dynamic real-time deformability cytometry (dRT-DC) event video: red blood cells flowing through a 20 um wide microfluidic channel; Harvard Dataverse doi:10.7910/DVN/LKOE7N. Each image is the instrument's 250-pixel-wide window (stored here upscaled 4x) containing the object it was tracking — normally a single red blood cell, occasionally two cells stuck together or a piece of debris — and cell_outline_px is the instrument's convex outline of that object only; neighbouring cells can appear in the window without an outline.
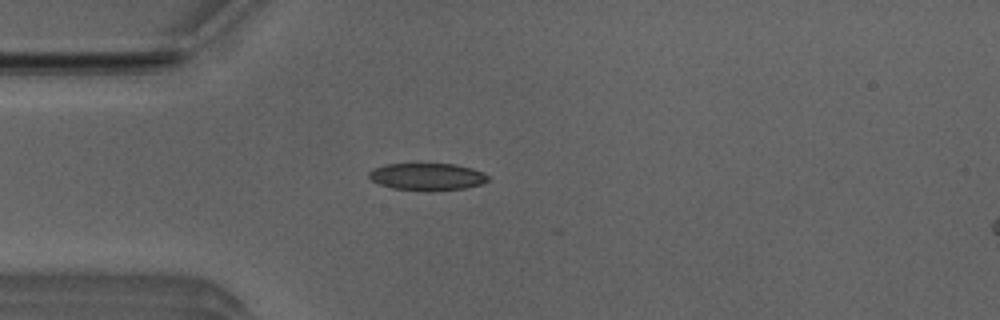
{"species": "Egyptian fruit bat (a non-hibernating species)", "species_latin": "Rousettus aegyptiacus", "temperature_condition": "room temperature", "stored_images_in_passage": 5, "camera_frame_rate_fps": 3000, "um_per_image_px": 0.085, "animal": {"sex": "male"}, "frame": {"image": 1, "passage_image": 3, "time_ms": 0.667, "image_size_px": [1000, 320], "cell_outline_px": [[488, 180], [484, 184], [464, 188], [392, 188], [380, 184], [372, 180], [368, 176], [368, 172], [372, 168], [384, 164], [456, 164], [472, 168], [484, 172], [488, 176]], "centroid_in_image_um": [36.31, 14.96], "position_along_channel_um": 48.7, "area_um2": 18.15}}